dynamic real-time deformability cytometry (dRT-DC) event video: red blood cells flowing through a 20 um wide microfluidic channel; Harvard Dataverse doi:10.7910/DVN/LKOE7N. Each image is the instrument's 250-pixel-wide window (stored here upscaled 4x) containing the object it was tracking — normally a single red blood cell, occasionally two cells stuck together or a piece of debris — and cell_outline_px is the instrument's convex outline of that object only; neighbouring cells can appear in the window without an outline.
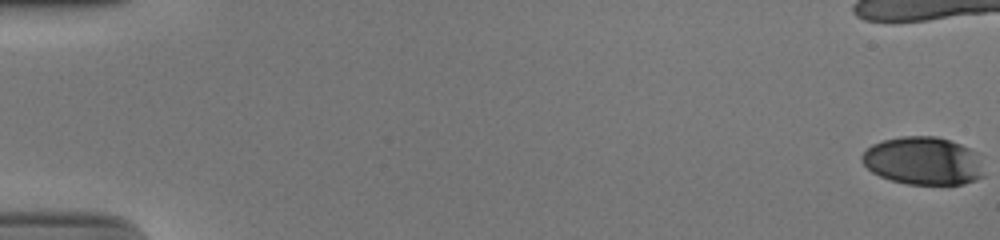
{"species": "human", "species_latin": "Homo sapiens", "temperature_condition": "cold", "stored_images_in_passage": 45, "camera_frame_rate_fps": 3000, "um_per_image_px": 0.085, "donor": {"sex": "male"}, "frame": {"image": 1, "passage_image": 1, "time_ms": 0.0, "image_size_px": [1000, 240], "cell_outline_px": [[984, 176], [976, 180], [964, 184], [908, 184], [892, 180], [880, 176], [872, 172], [860, 160], [860, 156], [872, 144], [884, 140], [900, 136], [936, 136], [960, 144], [976, 152]], "centroid_in_image_um": [78.45, 13.67], "position_along_channel_um": 6.6, "area_um2": 33.93}}